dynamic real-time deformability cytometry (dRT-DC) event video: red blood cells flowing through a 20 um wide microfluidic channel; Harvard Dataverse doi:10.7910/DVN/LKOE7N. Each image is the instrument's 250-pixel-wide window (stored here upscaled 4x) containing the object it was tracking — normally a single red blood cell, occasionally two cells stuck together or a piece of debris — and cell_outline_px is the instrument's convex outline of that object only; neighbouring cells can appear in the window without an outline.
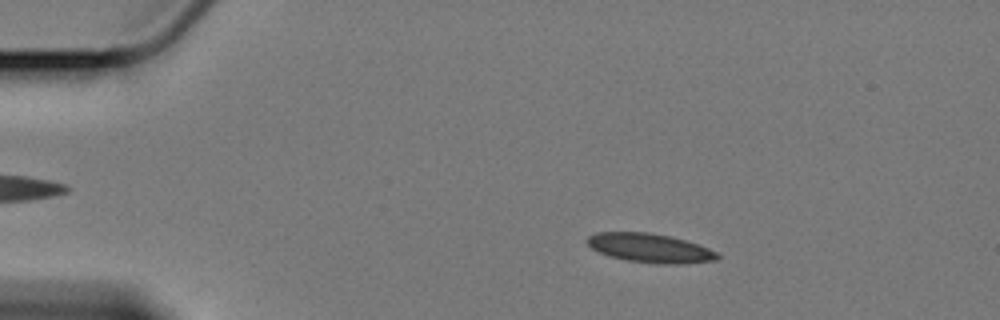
{"species": "Egyptian fruit bat (a non-hibernating species)", "species_latin": "Rousettus aegyptiacus", "temperature_condition": "cold", "stored_images_in_passage": 21, "camera_frame_rate_fps": 3000, "um_per_image_px": 0.085, "animal": {"sex": "female"}, "frame": {"image": 1, "passage_image": 10, "time_ms": 3.0, "image_size_px": [1000, 320], "cell_outline_px": [[720, 260], [680, 264], [660, 264], [628, 260], [608, 256], [592, 248], [584, 240], [588, 236], [596, 232], [648, 232], [668, 236], [684, 240], [708, 248], [716, 252], [720, 256]], "centroid_in_image_um": [55.24, 21.08], "position_along_channel_um": 29.8, "area_um2": 21.96}}
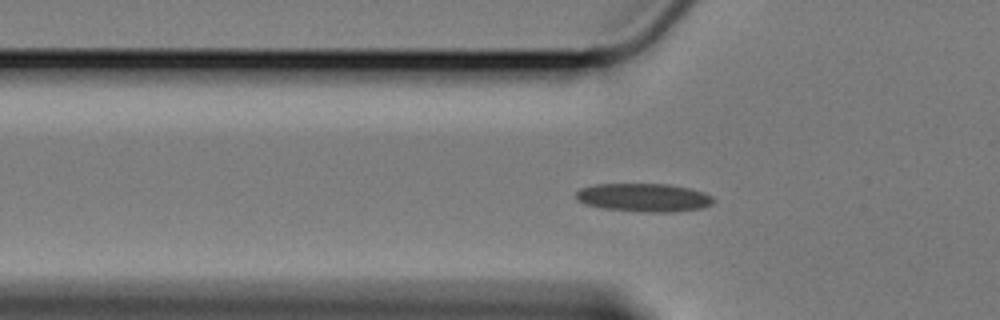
{"frame": {"image": 2, "passage_image": 19, "time_ms": 6.0, "image_size_px": [1000, 320], "cell_outline_px": [[716, 200], [712, 204], [704, 208], [672, 212], [640, 212], [600, 208], [584, 204], [576, 200], [576, 192], [580, 188], [596, 184], [668, 184], [692, 188], [704, 192], [712, 196]], "centroid_in_image_um": [54.74, 16.8], "position_along_channel_um": 71.1, "area_um2": 23.12}}